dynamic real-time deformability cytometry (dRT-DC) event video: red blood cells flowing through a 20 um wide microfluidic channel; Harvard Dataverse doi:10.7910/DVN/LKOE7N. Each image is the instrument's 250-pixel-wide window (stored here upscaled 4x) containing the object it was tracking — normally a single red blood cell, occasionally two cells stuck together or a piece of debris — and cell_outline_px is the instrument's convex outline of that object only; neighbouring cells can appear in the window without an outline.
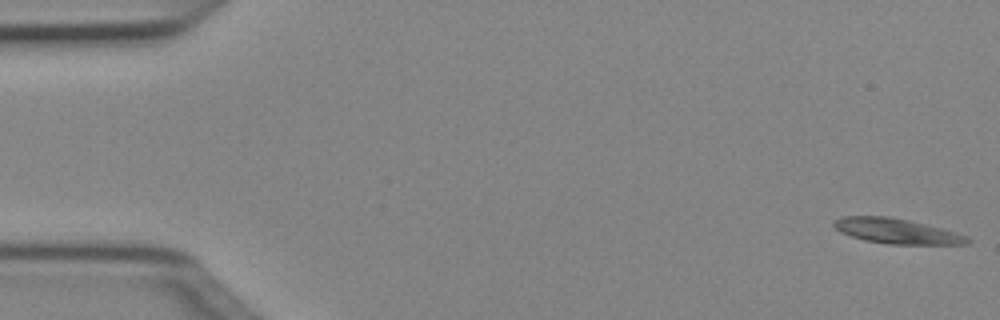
{"species": "Egyptian fruit bat (a non-hibernating species)", "species_latin": "Rousettus aegyptiacus", "temperature_condition": "cold", "stored_images_in_passage": 5, "segment_of_instrument_passage": [1, 2], "camera_frame_rate_fps": 3000, "um_per_image_px": 0.085, "animal": {"sex": "female"}, "frame": {"image": 1, "passage_image": 1, "time_ms": 0.0, "image_size_px": [1000, 320], "cell_outline_px": [[972, 240], [968, 244], [888, 244], [864, 240], [840, 232], [832, 224], [832, 220], [840, 216], [888, 216], [908, 220], [944, 228], [968, 236]], "centroid_in_image_um": [76.22, 19.63], "position_along_channel_um": 8.8, "area_um2": 19.71}}